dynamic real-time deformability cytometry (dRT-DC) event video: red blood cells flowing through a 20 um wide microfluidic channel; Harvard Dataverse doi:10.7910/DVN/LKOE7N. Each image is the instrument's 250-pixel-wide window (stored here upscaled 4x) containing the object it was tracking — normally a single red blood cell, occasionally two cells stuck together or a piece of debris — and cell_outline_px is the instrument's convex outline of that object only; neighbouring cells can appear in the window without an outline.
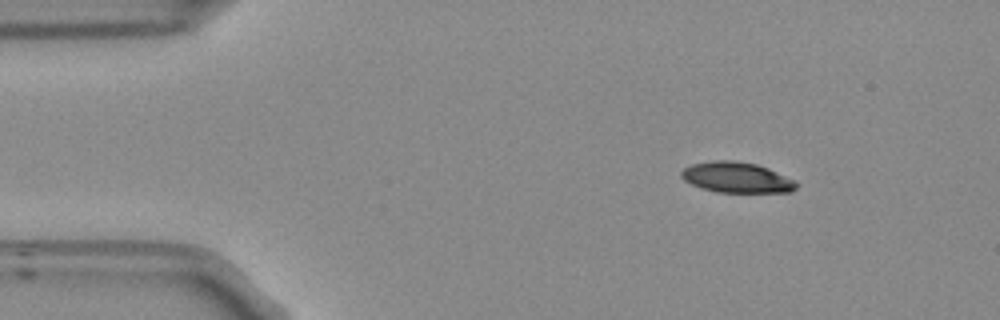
{"species": "Egyptian fruit bat (a non-hibernating species)", "species_latin": "Rousettus aegyptiacus", "temperature_condition": "room temperature", "stored_images_in_passage": 47, "camera_frame_rate_fps": 3000, "um_per_image_px": 0.085, "frame": {"image": 1, "passage_image": 1, "time_ms": 0.0, "image_size_px": [1000, 320], "cell_outline_px": [[796, 188], [792, 192], [716, 192], [700, 188], [684, 180], [680, 176], [680, 172], [684, 168], [692, 164], [712, 160], [736, 160], [756, 164], [768, 168], [792, 180], [796, 184]], "centroid_in_image_um": [62.55, 15.08], "position_along_channel_um": 22.4, "area_um2": 20.4}}
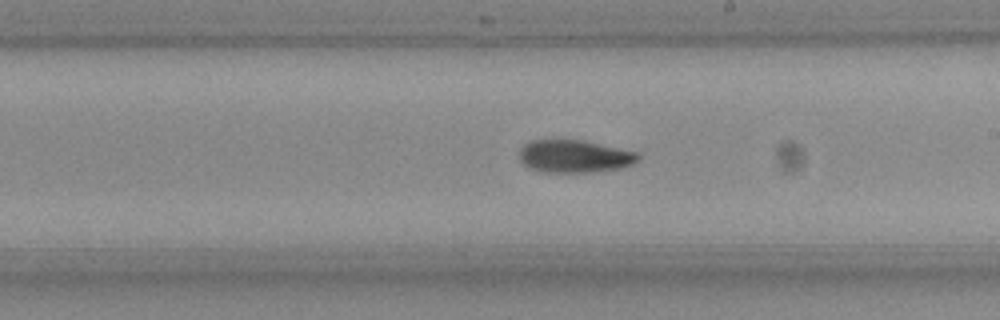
{"frame": {"image": 2, "passage_image": 24, "time_ms": 7.667, "image_size_px": [1000, 320], "cell_outline_px": [[640, 160], [624, 168], [588, 172], [540, 172], [528, 168], [520, 160], [520, 148], [524, 144], [532, 140], [584, 140], [640, 152]], "centroid_in_image_um": [48.87, 13.28], "position_along_channel_um": 240.1, "area_um2": 22.95}}
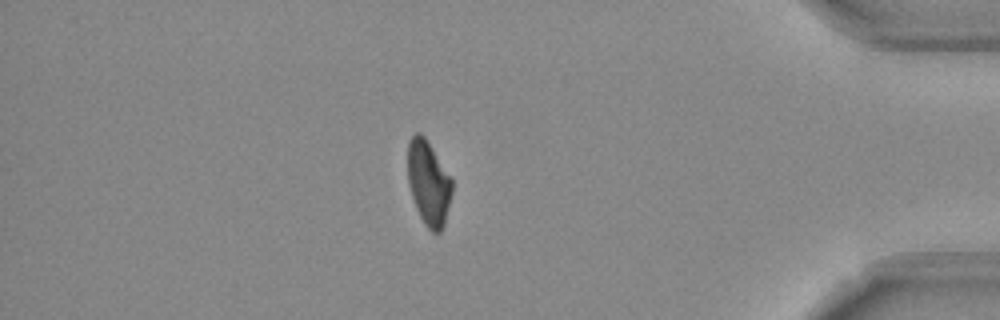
{"frame": {"image": 3, "passage_image": 40, "time_ms": 13.0, "image_size_px": [1000, 320], "cell_outline_px": [[452, 192], [444, 224], [440, 232], [432, 232], [424, 224], [416, 208], [408, 184], [408, 140], [416, 132], [420, 132], [424, 136], [452, 180]], "centroid_in_image_um": [36.41, 15.56], "position_along_channel_um": 398.8, "area_um2": 21.5}, "authors_computed_cell_mechanics": {"area_um2": 22.7732, "velocity_mm_per_s": 3.7385, "shape_relaxation_time_tau1_ms": 6.0207, "shape_relaxation_time_tau2_ms": 7.1098, "deformation_change_tau1": 0.1728, "deformation_change_tau2": 0.1231}}